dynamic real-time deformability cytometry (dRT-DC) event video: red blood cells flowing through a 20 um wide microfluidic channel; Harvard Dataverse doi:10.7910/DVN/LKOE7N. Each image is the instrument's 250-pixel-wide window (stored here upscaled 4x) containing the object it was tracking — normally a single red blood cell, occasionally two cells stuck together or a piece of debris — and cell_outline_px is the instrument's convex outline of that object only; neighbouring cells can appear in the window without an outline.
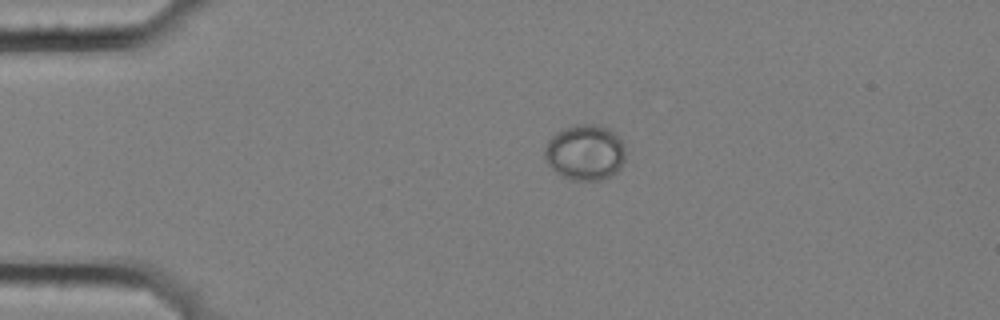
{"species": "common noctule bat (a hibernating species)", "species_latin": "Nyctalus noctula", "temperature_condition": "cold", "stored_images_in_passage": 6, "camera_frame_rate_fps": 3000, "um_per_image_px": 0.085, "animal": {"sex": "female", "body_mass_g": 25.1}, "frame": {"image": 1, "passage_image": 1, "time_ms": 0.0, "image_size_px": [1000, 320], "cell_outline_px": [[624, 160], [620, 168], [616, 172], [600, 180], [572, 180], [560, 176], [548, 164], [544, 156], [544, 148], [548, 140], [556, 132], [572, 124], [600, 124], [616, 132], [620, 136], [624, 144]], "centroid_in_image_um": [49.73, 12.93], "position_along_channel_um": 35.3, "area_um2": 26.59}}
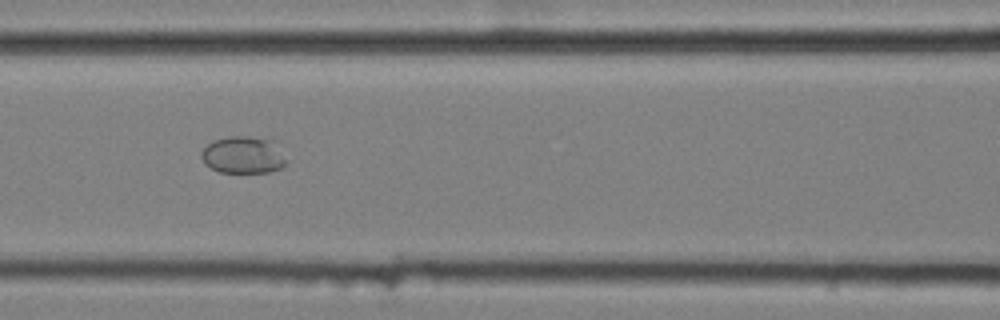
{"frame": {"image": 2, "passage_image": 5, "time_ms": 1.333, "image_size_px": [1000, 320], "cell_outline_px": [[288, 160], [280, 168], [268, 172], [220, 172], [212, 168], [200, 156], [200, 152], [212, 140], [228, 136], [248, 136], [276, 140]], "centroid_in_image_um": [20.72, 13.14], "position_along_channel_um": 145.9, "area_um2": 18.55}}
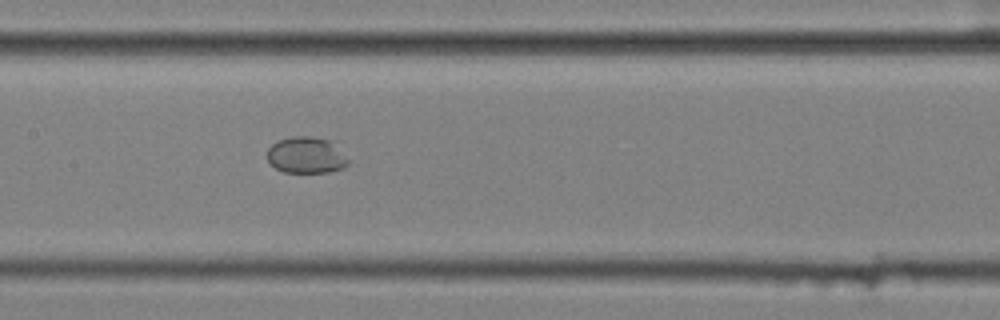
{"frame": {"image": 3, "passage_image": 6, "time_ms": 1.667, "image_size_px": [1000, 320], "cell_outline_px": [[348, 164], [344, 168], [328, 172], [284, 172], [276, 168], [268, 160], [268, 148], [276, 140], [292, 136], [312, 136], [336, 140], [348, 160]], "centroid_in_image_um": [26.08, 13.15], "position_along_channel_um": 181.3, "area_um2": 17.57}}